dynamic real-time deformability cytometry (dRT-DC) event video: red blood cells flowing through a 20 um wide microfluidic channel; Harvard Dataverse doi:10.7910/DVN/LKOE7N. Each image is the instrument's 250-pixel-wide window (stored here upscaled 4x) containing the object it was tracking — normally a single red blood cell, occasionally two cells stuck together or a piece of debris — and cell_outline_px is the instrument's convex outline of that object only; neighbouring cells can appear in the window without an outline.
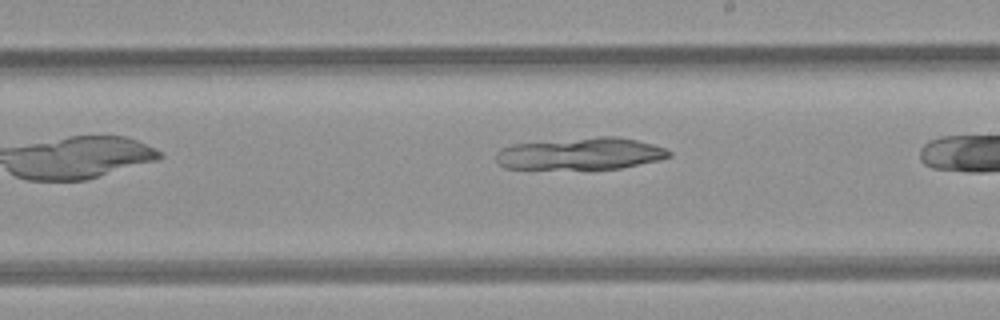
{"species": "common noctule bat (a hibernating species)", "species_latin": "Nyctalus noctula", "temperature_condition": "room temperature", "stored_images_in_passage": 7, "camera_frame_rate_fps": 3000, "um_per_image_px": 0.085, "animal": {"sex": "female", "body_mass_g": 21.9}, "frame": {"image": 1, "passage_image": 7, "time_ms": 2.0, "image_size_px": [1000, 320], "cell_outline_px": [[672, 156], [660, 160], [620, 168], [588, 172], [504, 168], [496, 164], [496, 152], [500, 148], [512, 144], [596, 136], [620, 136], [652, 144], [664, 148], [672, 152]], "centroid_in_image_um": [49.31, 13.11], "position_along_channel_um": 239.7, "area_um2": 33.93}}